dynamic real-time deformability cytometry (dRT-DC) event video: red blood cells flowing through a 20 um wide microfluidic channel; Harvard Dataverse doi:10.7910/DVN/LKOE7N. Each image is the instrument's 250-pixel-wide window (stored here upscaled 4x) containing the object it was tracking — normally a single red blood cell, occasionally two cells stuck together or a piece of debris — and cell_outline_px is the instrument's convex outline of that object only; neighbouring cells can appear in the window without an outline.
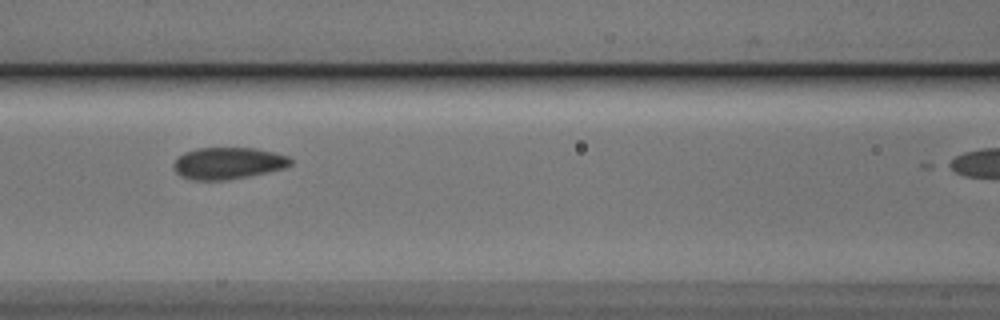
{"species": "Egyptian fruit bat (a non-hibernating species)", "species_latin": "Rousettus aegyptiacus", "temperature_condition": "cold", "stored_images_in_passage": 19, "camera_frame_rate_fps": 3000, "um_per_image_px": 0.085, "animal": {"sex": "male"}, "frame": {"image": 1, "passage_image": 16, "time_ms": 5.0, "image_size_px": [1000, 320], "cell_outline_px": [[292, 164], [284, 168], [268, 172], [248, 176], [224, 180], [196, 180], [180, 176], [176, 172], [172, 164], [184, 152], [196, 148], [256, 148], [288, 156], [292, 160]], "centroid_in_image_um": [19.38, 13.87], "position_along_channel_um": 147.2, "area_um2": 21.56}}